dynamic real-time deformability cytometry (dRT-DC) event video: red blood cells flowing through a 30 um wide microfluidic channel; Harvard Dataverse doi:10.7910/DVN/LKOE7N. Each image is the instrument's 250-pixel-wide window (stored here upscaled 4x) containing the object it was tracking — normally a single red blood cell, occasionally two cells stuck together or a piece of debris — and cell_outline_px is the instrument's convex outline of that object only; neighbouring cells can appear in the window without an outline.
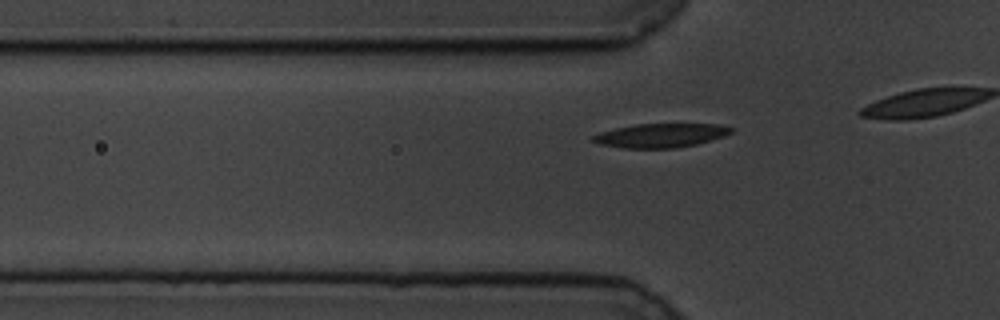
{"species": "common noctule bat (a hibernating species)", "species_latin": "Nyctalus noctula", "temperature_condition": "cold", "stored_images_in_passage": 15, "camera_frame_rate_fps": 3000, "um_per_image_px": 0.085, "animal": {"sex": "male", "body_mass_g": 19.5, "forearm_length_mm": 54.6}, "frame": {"image": 1, "passage_image": 9, "time_ms": 2.667, "image_size_px": [1000, 320], "cell_outline_px": [[732, 132], [724, 136], [696, 144], [676, 148], [624, 148], [600, 144], [592, 140], [592, 136], [600, 132], [616, 128], [636, 124], [716, 124], [732, 128]], "centroid_in_image_um": [56.14, 11.51], "position_along_channel_um": 69.7, "area_um2": 19.07}}
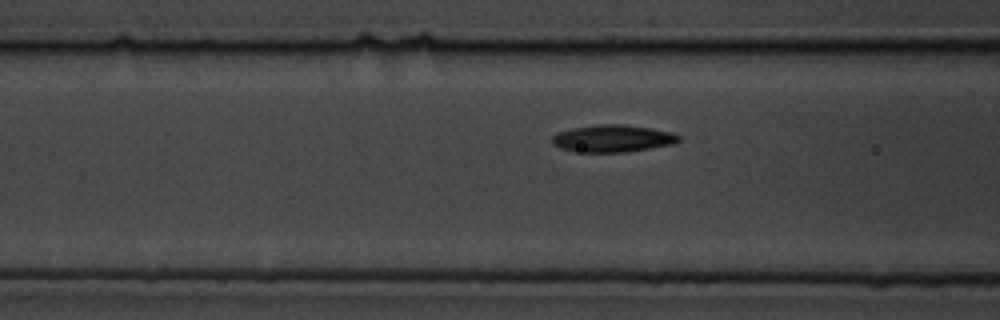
{"frame": {"image": 2, "passage_image": 13, "time_ms": 4.0, "image_size_px": [1000, 320], "cell_outline_px": [[680, 140], [676, 144], [624, 152], [584, 152], [560, 148], [552, 144], [552, 136], [560, 132], [572, 128], [600, 124], [624, 124], [652, 128], [672, 132], [680, 136]], "centroid_in_image_um": [52.12, 11.76], "position_along_channel_um": 114.5, "area_um2": 20.06}}